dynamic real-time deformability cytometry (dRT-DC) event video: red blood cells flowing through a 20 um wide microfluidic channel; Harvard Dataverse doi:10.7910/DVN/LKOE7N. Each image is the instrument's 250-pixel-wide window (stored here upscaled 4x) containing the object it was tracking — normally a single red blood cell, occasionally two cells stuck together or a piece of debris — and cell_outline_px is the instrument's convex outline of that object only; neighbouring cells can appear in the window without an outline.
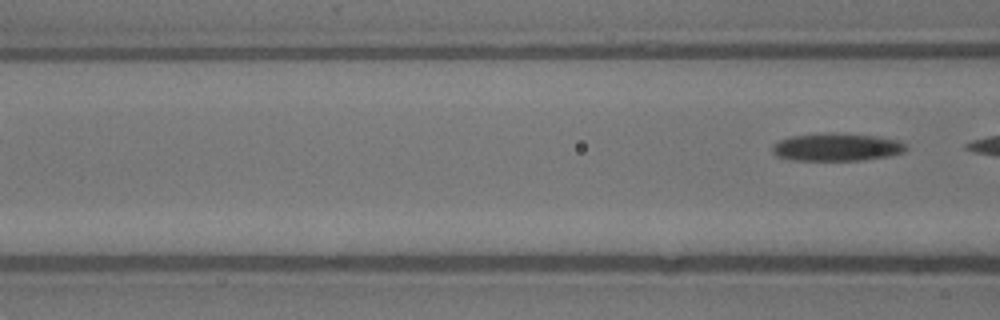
{"species": "common noctule bat (a hibernating species)", "species_latin": "Nyctalus noctula", "temperature_condition": "warm", "stored_images_in_passage": 5, "segment_of_instrument_passage": [2, 2], "camera_frame_rate_fps": 3000, "um_per_image_px": 0.085, "animal": {"sex": "male", "body_mass_g": 13.3}, "frame": {"image": 1, "passage_image": 5, "time_ms": 1.333, "image_size_px": [1000, 320], "cell_outline_px": [[908, 148], [904, 152], [888, 156], [864, 160], [792, 160], [776, 156], [772, 152], [772, 144], [788, 136], [828, 132], [832, 132], [876, 136], [900, 140], [908, 144]], "centroid_in_image_um": [71.13, 12.49], "position_along_channel_um": 95.5, "area_um2": 22.02}}